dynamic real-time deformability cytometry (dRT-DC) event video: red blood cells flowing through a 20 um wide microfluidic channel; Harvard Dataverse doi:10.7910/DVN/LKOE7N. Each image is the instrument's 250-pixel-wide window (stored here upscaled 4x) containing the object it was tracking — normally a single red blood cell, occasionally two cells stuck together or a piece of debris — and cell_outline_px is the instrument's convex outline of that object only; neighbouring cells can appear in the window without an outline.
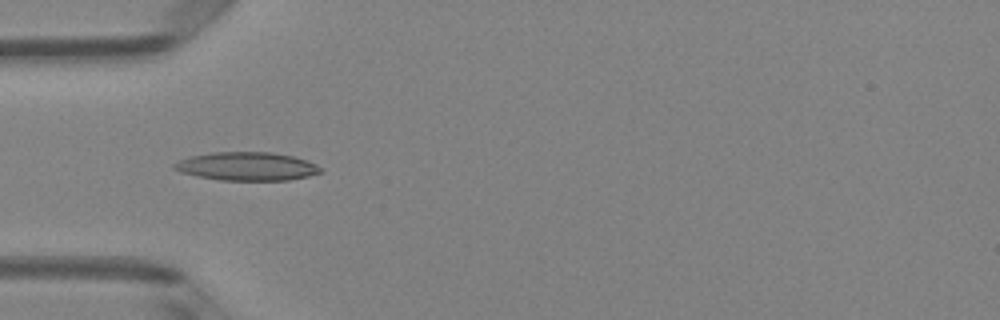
{"species": "Egyptian fruit bat (a non-hibernating species)", "species_latin": "Rousettus aegyptiacus", "temperature_condition": "room temperature", "stored_images_in_passage": 37, "camera_frame_rate_fps": 3000, "um_per_image_px": 0.085, "animal": {"sex": "female"}, "frame": {"image": 1, "passage_image": 3, "time_ms": 0.667, "image_size_px": [1000, 320], "cell_outline_px": [[324, 172], [308, 176], [288, 180], [220, 180], [196, 176], [180, 172], [172, 168], [172, 164], [180, 160], [192, 156], [212, 152], [272, 152], [292, 156], [316, 164], [324, 168]], "centroid_in_image_um": [20.99, 14.14], "position_along_channel_um": 64.0, "area_um2": 24.28}}
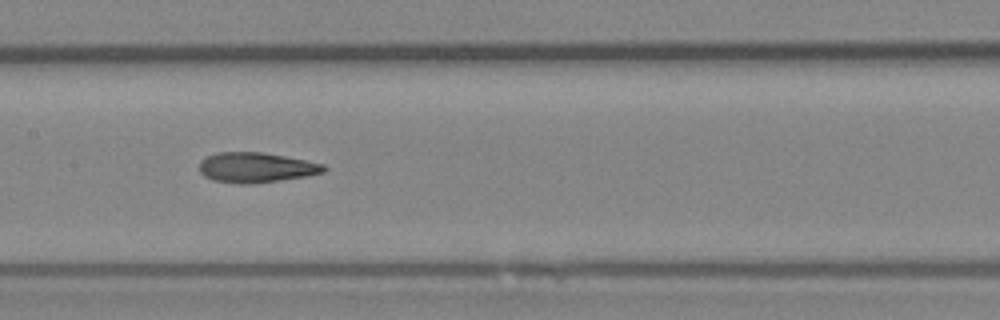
{"frame": {"image": 2, "passage_image": 12, "time_ms": 3.667, "image_size_px": [1000, 320], "cell_outline_px": [[328, 168], [324, 172], [308, 176], [252, 184], [240, 184], [212, 180], [204, 176], [200, 172], [200, 160], [216, 152], [260, 152], [284, 156], [324, 164]], "centroid_in_image_um": [21.76, 14.24], "position_along_channel_um": 185.6, "area_um2": 21.85}}
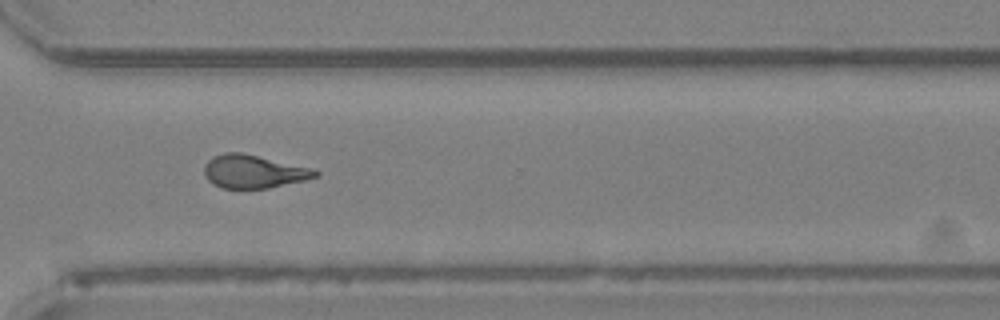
{"frame": {"image": 3, "passage_image": 24, "time_ms": 7.667, "image_size_px": [1000, 320], "cell_outline_px": [[320, 176], [304, 180], [268, 188], [220, 188], [212, 184], [208, 180], [204, 172], [204, 164], [212, 156], [224, 152], [240, 152], [316, 168], [320, 172]], "centroid_in_image_um": [21.58, 14.57], "position_along_channel_um": 349.0, "area_um2": 21.79}, "authors_computed_cell_mechanics": {"area_um2": 21.7906, "velocity_mm_per_s": 4.0939, "shape_relaxation_time_tau1_ms": 5.8698, "shape_relaxation_time_tau2_ms": 2.271, "deformation_change_tau1": 0.2257, "deformation_change_tau2": 0.1203}}